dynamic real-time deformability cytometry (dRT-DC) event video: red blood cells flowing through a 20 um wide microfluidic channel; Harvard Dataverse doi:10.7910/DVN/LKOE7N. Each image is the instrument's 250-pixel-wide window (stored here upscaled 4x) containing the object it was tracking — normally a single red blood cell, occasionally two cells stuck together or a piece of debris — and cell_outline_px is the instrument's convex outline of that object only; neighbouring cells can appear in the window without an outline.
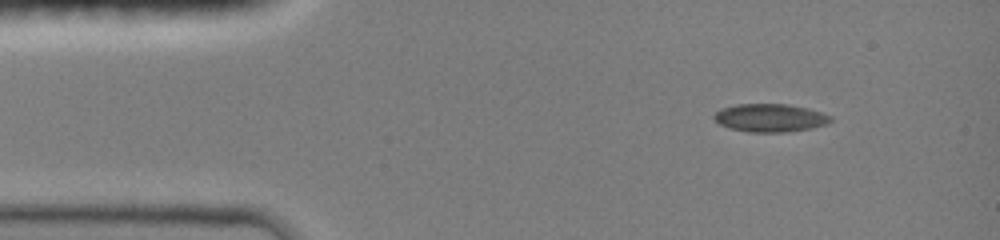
{"species": "common noctule bat (a hibernating species)", "species_latin": "Nyctalus noctula", "temperature_condition": "room temperature", "stored_images_in_passage": 42, "camera_frame_rate_fps": 3000, "um_per_image_px": 0.085, "animal": {"sex": "female", "body_mass_g": 19.0, "forearm_length_mm": 51.5}, "frame": {"image": 1, "passage_image": 1, "time_ms": 0.0, "image_size_px": [1000, 240], "cell_outline_px": [[832, 120], [828, 124], [812, 128], [784, 132], [748, 132], [728, 128], [720, 124], [712, 116], [720, 108], [736, 104], [788, 104], [808, 108], [832, 116]], "centroid_in_image_um": [65.46, 10.01], "position_along_channel_um": 19.5, "area_um2": 19.19}}
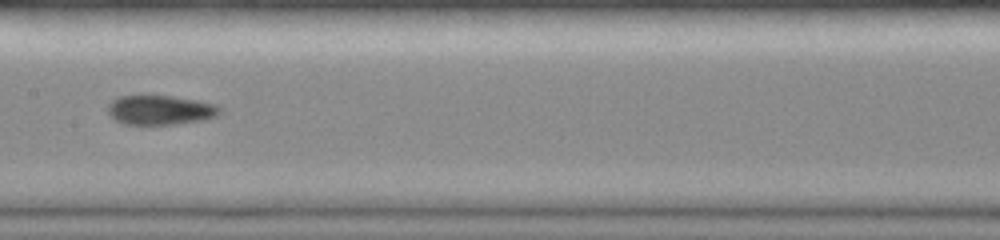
{"frame": {"image": 2, "passage_image": 19, "time_ms": 6.0, "image_size_px": [1000, 240], "cell_outline_px": [[224, 108], [216, 116], [204, 120], [176, 124], [124, 124], [116, 120], [108, 112], [108, 104], [112, 100], [120, 96], [172, 96], [196, 100], [216, 104]], "centroid_in_image_um": [13.66, 9.35], "position_along_channel_um": 193.7, "area_um2": 19.19}}
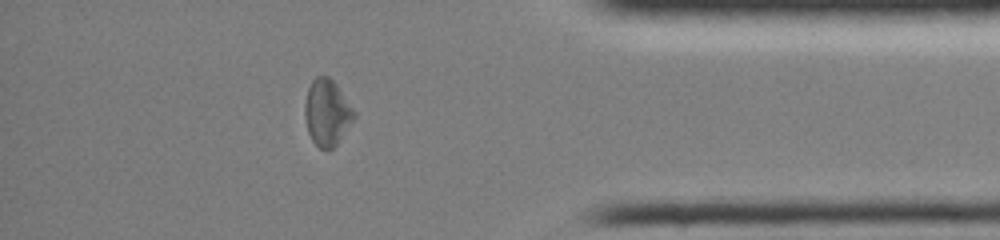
{"frame": {"image": 3, "passage_image": 36, "time_ms": 11.667, "image_size_px": [1000, 240], "cell_outline_px": [[356, 116], [336, 144], [332, 148], [320, 148], [312, 140], [308, 132], [304, 116], [304, 104], [308, 88], [312, 80], [316, 76], [328, 76], [336, 84], [356, 112]], "centroid_in_image_um": [27.78, 9.54], "position_along_channel_um": 407.4, "area_um2": 18.84}, "authors_computed_cell_mechanics": {"area_um2": 19.1029, "velocity_mm_per_s": 4.0595, "shape_relaxation_time_tau1_ms": null, "shape_relaxation_time_tau2_ms": 3.6363, "deformation_change_tau1": null, "deformation_change_tau2": 0.0684}}